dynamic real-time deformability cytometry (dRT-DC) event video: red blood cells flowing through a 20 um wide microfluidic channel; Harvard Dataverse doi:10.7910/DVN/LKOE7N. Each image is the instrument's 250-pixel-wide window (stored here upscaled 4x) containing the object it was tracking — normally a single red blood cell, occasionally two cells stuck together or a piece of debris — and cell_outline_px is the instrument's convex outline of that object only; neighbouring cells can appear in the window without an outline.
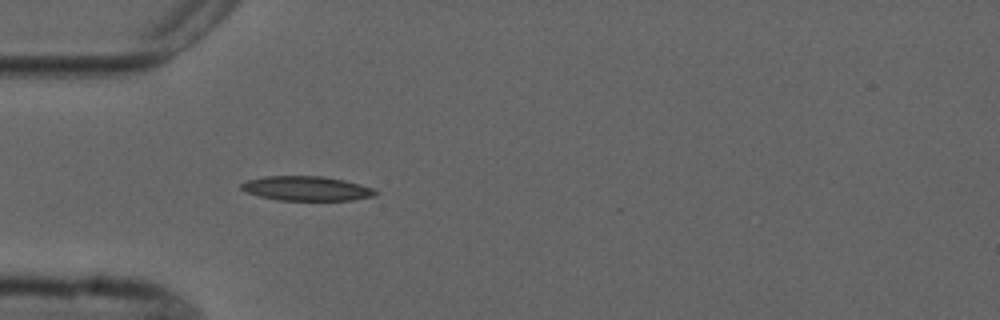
{"species": "common noctule bat (a hibernating species)", "species_latin": "Nyctalus noctula", "temperature_condition": "cold", "stored_images_in_passage": 4, "camera_frame_rate_fps": 3000, "um_per_image_px": 0.085, "animal": {"sex": "male", "forearm_length_mm": 52.5}, "frame": {"image": 1, "passage_image": 4, "time_ms": 4.667, "image_size_px": [1000, 320], "cell_outline_px": [[380, 192], [376, 196], [352, 200], [280, 200], [260, 196], [248, 192], [240, 188], [240, 184], [248, 180], [264, 176], [324, 176], [344, 180], [360, 184], [372, 188]], "centroid_in_image_um": [26.1, 16.01], "position_along_channel_um": 58.9, "area_um2": 19.13}}